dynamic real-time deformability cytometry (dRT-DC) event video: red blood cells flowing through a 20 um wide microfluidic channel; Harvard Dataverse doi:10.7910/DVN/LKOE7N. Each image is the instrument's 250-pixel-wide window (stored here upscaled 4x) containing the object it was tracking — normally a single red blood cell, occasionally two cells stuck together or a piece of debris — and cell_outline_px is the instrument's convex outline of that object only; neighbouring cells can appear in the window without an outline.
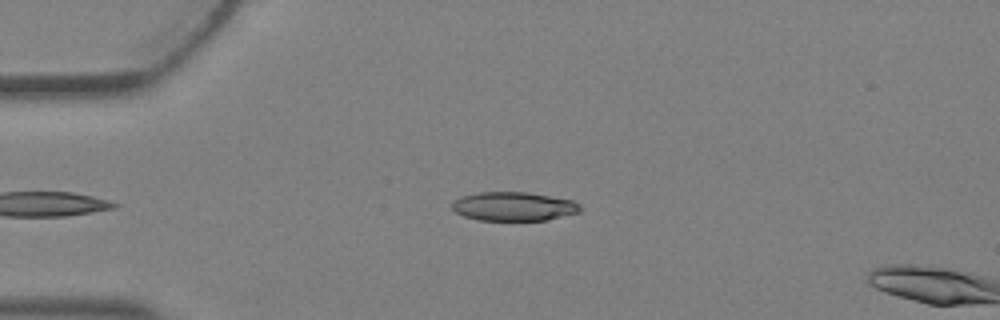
{"species": "Egyptian fruit bat (a non-hibernating species)", "species_latin": "Rousettus aegyptiacus", "temperature_condition": "warm", "stored_images_in_passage": 3, "camera_frame_rate_fps": 3000, "um_per_image_px": 0.085, "animal": {"sex": "female"}, "frame": {"image": 1, "passage_image": 2, "time_ms": 0.333, "image_size_px": [1000, 320], "cell_outline_px": [[580, 212], [544, 220], [476, 220], [464, 216], [456, 212], [452, 208], [452, 200], [460, 196], [476, 192], [528, 192], [572, 200], [580, 204]], "centroid_in_image_um": [43.61, 17.53], "position_along_channel_um": 41.4, "area_um2": 21.62}}